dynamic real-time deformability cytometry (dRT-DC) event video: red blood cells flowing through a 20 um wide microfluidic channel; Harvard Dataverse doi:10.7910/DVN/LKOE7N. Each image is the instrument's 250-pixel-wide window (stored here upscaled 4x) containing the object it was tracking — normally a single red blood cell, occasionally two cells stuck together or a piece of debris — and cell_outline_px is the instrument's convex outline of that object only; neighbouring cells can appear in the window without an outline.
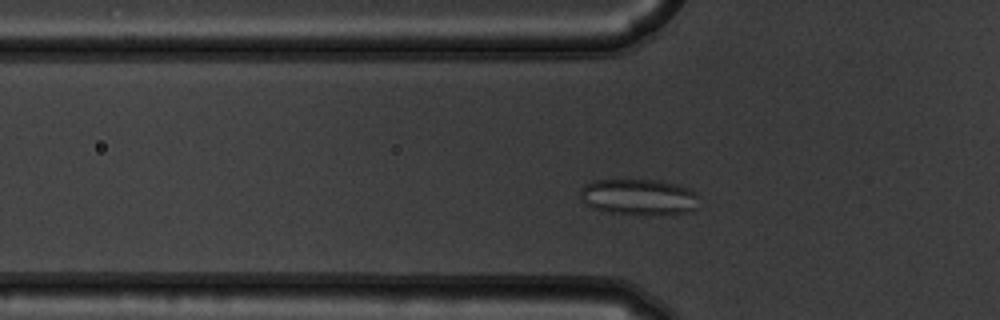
{"species": "common noctule bat (a hibernating species)", "species_latin": "Nyctalus noctula", "temperature_condition": "warm", "stored_images_in_passage": 45, "camera_frame_rate_fps": 3000, "um_per_image_px": 0.085, "animal": {"sex": "male", "body_mass_g": 19.5, "forearm_length_mm": 54.6}, "frame": {"image": 1, "passage_image": 9, "time_ms": 2.667, "image_size_px": [1000, 320], "cell_outline_px": [[700, 196], [696, 208], [692, 212], [608, 212], [592, 208], [584, 204], [580, 200], [580, 188], [584, 184], [592, 180], [660, 180], [692, 188]], "centroid_in_image_um": [54.27, 16.69], "position_along_channel_um": 71.5, "area_um2": 24.62}}
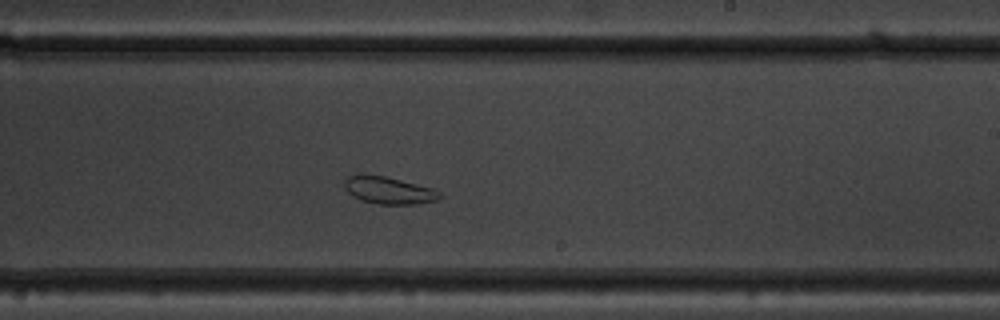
{"frame": {"image": 2, "passage_image": 24, "time_ms": 7.667, "image_size_px": [1000, 320], "cell_outline_px": [[444, 196], [436, 200], [416, 204], [380, 204], [360, 200], [352, 196], [344, 188], [344, 180], [348, 176], [356, 172], [360, 172], [384, 176], [432, 188], [440, 192]], "centroid_in_image_um": [32.98, 16.15], "position_along_channel_um": 256.0, "area_um2": 15.37}}
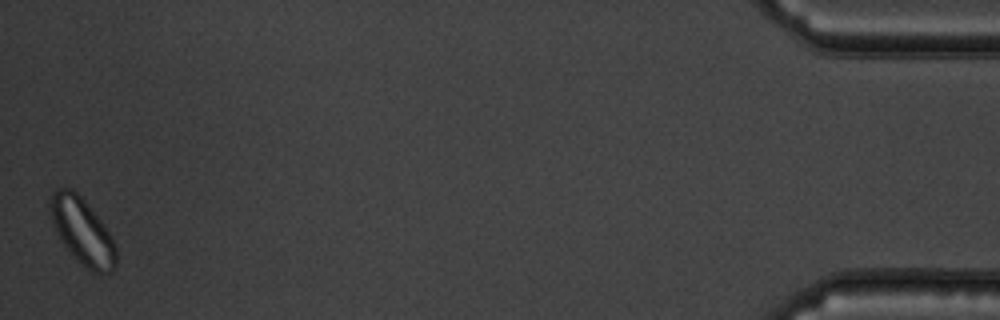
{"frame": {"image": 3, "passage_image": 45, "time_ms": 14.667, "image_size_px": [1000, 320], "cell_outline_px": [[116, 264], [112, 272], [96, 272], [88, 268], [64, 244], [52, 220], [52, 192], [56, 188], [72, 188], [84, 200], [100, 220], [116, 244]], "centroid_in_image_um": [7.05, 19.64], "position_along_channel_um": 428.2, "area_um2": 24.16}, "authors_computed_cell_mechanics": {"area_um2": 22.4264, "velocity_mm_per_s": 3.6947, "shape_relaxation_time_tau1_ms": null, "shape_relaxation_time_tau2_ms": 1.0224, "deformation_change_tau1": null, "deformation_change_tau2": 0.0546}}